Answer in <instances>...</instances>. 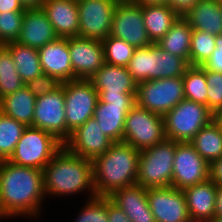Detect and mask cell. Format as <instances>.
Instances as JSON below:
<instances>
[{"instance_id":"obj_7","label":"cell","mask_w":222,"mask_h":222,"mask_svg":"<svg viewBox=\"0 0 222 222\" xmlns=\"http://www.w3.org/2000/svg\"><path fill=\"white\" fill-rule=\"evenodd\" d=\"M163 118L166 139L190 142L213 120V113L204 104L183 99Z\"/></svg>"},{"instance_id":"obj_37","label":"cell","mask_w":222,"mask_h":222,"mask_svg":"<svg viewBox=\"0 0 222 222\" xmlns=\"http://www.w3.org/2000/svg\"><path fill=\"white\" fill-rule=\"evenodd\" d=\"M24 11H11L0 13V44L18 40L21 34Z\"/></svg>"},{"instance_id":"obj_4","label":"cell","mask_w":222,"mask_h":222,"mask_svg":"<svg viewBox=\"0 0 222 222\" xmlns=\"http://www.w3.org/2000/svg\"><path fill=\"white\" fill-rule=\"evenodd\" d=\"M189 66L185 59L152 43L136 48L127 69L138 84L153 79L183 76Z\"/></svg>"},{"instance_id":"obj_36","label":"cell","mask_w":222,"mask_h":222,"mask_svg":"<svg viewBox=\"0 0 222 222\" xmlns=\"http://www.w3.org/2000/svg\"><path fill=\"white\" fill-rule=\"evenodd\" d=\"M73 222H109L107 196L88 198Z\"/></svg>"},{"instance_id":"obj_20","label":"cell","mask_w":222,"mask_h":222,"mask_svg":"<svg viewBox=\"0 0 222 222\" xmlns=\"http://www.w3.org/2000/svg\"><path fill=\"white\" fill-rule=\"evenodd\" d=\"M110 200L124 211L131 222H156L148 204L147 189L134 184L114 191Z\"/></svg>"},{"instance_id":"obj_10","label":"cell","mask_w":222,"mask_h":222,"mask_svg":"<svg viewBox=\"0 0 222 222\" xmlns=\"http://www.w3.org/2000/svg\"><path fill=\"white\" fill-rule=\"evenodd\" d=\"M89 80L101 102H136L138 84L127 67L104 63Z\"/></svg>"},{"instance_id":"obj_3","label":"cell","mask_w":222,"mask_h":222,"mask_svg":"<svg viewBox=\"0 0 222 222\" xmlns=\"http://www.w3.org/2000/svg\"><path fill=\"white\" fill-rule=\"evenodd\" d=\"M140 151L124 142L111 147L92 161L96 195L110 196L114 191L137 184Z\"/></svg>"},{"instance_id":"obj_5","label":"cell","mask_w":222,"mask_h":222,"mask_svg":"<svg viewBox=\"0 0 222 222\" xmlns=\"http://www.w3.org/2000/svg\"><path fill=\"white\" fill-rule=\"evenodd\" d=\"M176 146V141L165 139L140 151L137 184L146 189L171 186Z\"/></svg>"},{"instance_id":"obj_43","label":"cell","mask_w":222,"mask_h":222,"mask_svg":"<svg viewBox=\"0 0 222 222\" xmlns=\"http://www.w3.org/2000/svg\"><path fill=\"white\" fill-rule=\"evenodd\" d=\"M198 0H168V5L180 16L186 14Z\"/></svg>"},{"instance_id":"obj_31","label":"cell","mask_w":222,"mask_h":222,"mask_svg":"<svg viewBox=\"0 0 222 222\" xmlns=\"http://www.w3.org/2000/svg\"><path fill=\"white\" fill-rule=\"evenodd\" d=\"M184 97L208 107L207 82L202 66H189L182 76Z\"/></svg>"},{"instance_id":"obj_27","label":"cell","mask_w":222,"mask_h":222,"mask_svg":"<svg viewBox=\"0 0 222 222\" xmlns=\"http://www.w3.org/2000/svg\"><path fill=\"white\" fill-rule=\"evenodd\" d=\"M179 17L169 5L143 6L144 25L152 43H157Z\"/></svg>"},{"instance_id":"obj_14","label":"cell","mask_w":222,"mask_h":222,"mask_svg":"<svg viewBox=\"0 0 222 222\" xmlns=\"http://www.w3.org/2000/svg\"><path fill=\"white\" fill-rule=\"evenodd\" d=\"M119 0H78V37L104 40L111 33L112 17Z\"/></svg>"},{"instance_id":"obj_41","label":"cell","mask_w":222,"mask_h":222,"mask_svg":"<svg viewBox=\"0 0 222 222\" xmlns=\"http://www.w3.org/2000/svg\"><path fill=\"white\" fill-rule=\"evenodd\" d=\"M107 211L109 222H131L124 211L114 204L107 196Z\"/></svg>"},{"instance_id":"obj_35","label":"cell","mask_w":222,"mask_h":222,"mask_svg":"<svg viewBox=\"0 0 222 222\" xmlns=\"http://www.w3.org/2000/svg\"><path fill=\"white\" fill-rule=\"evenodd\" d=\"M216 36L193 29L190 44V66H202L216 49Z\"/></svg>"},{"instance_id":"obj_32","label":"cell","mask_w":222,"mask_h":222,"mask_svg":"<svg viewBox=\"0 0 222 222\" xmlns=\"http://www.w3.org/2000/svg\"><path fill=\"white\" fill-rule=\"evenodd\" d=\"M25 86L17 72L16 65L9 49L5 45L0 46V99L6 95L15 93Z\"/></svg>"},{"instance_id":"obj_23","label":"cell","mask_w":222,"mask_h":222,"mask_svg":"<svg viewBox=\"0 0 222 222\" xmlns=\"http://www.w3.org/2000/svg\"><path fill=\"white\" fill-rule=\"evenodd\" d=\"M135 105L136 102H111L109 104L98 99L93 117L109 139L113 142H123L126 116Z\"/></svg>"},{"instance_id":"obj_38","label":"cell","mask_w":222,"mask_h":222,"mask_svg":"<svg viewBox=\"0 0 222 222\" xmlns=\"http://www.w3.org/2000/svg\"><path fill=\"white\" fill-rule=\"evenodd\" d=\"M208 108L214 114L222 109V72L205 69Z\"/></svg>"},{"instance_id":"obj_19","label":"cell","mask_w":222,"mask_h":222,"mask_svg":"<svg viewBox=\"0 0 222 222\" xmlns=\"http://www.w3.org/2000/svg\"><path fill=\"white\" fill-rule=\"evenodd\" d=\"M43 73L57 77L61 82L74 80L68 38L58 37L38 49Z\"/></svg>"},{"instance_id":"obj_30","label":"cell","mask_w":222,"mask_h":222,"mask_svg":"<svg viewBox=\"0 0 222 222\" xmlns=\"http://www.w3.org/2000/svg\"><path fill=\"white\" fill-rule=\"evenodd\" d=\"M190 143L208 163L222 156V132L214 120L204 126Z\"/></svg>"},{"instance_id":"obj_25","label":"cell","mask_w":222,"mask_h":222,"mask_svg":"<svg viewBox=\"0 0 222 222\" xmlns=\"http://www.w3.org/2000/svg\"><path fill=\"white\" fill-rule=\"evenodd\" d=\"M192 27L211 35L222 34V1L198 0V2L182 16Z\"/></svg>"},{"instance_id":"obj_15","label":"cell","mask_w":222,"mask_h":222,"mask_svg":"<svg viewBox=\"0 0 222 222\" xmlns=\"http://www.w3.org/2000/svg\"><path fill=\"white\" fill-rule=\"evenodd\" d=\"M208 179L209 163L200 156L190 142H177L171 186L183 190Z\"/></svg>"},{"instance_id":"obj_44","label":"cell","mask_w":222,"mask_h":222,"mask_svg":"<svg viewBox=\"0 0 222 222\" xmlns=\"http://www.w3.org/2000/svg\"><path fill=\"white\" fill-rule=\"evenodd\" d=\"M11 11H25L19 0H0V13Z\"/></svg>"},{"instance_id":"obj_6","label":"cell","mask_w":222,"mask_h":222,"mask_svg":"<svg viewBox=\"0 0 222 222\" xmlns=\"http://www.w3.org/2000/svg\"><path fill=\"white\" fill-rule=\"evenodd\" d=\"M62 147L63 143L50 132L27 126L7 161L43 170Z\"/></svg>"},{"instance_id":"obj_18","label":"cell","mask_w":222,"mask_h":222,"mask_svg":"<svg viewBox=\"0 0 222 222\" xmlns=\"http://www.w3.org/2000/svg\"><path fill=\"white\" fill-rule=\"evenodd\" d=\"M114 142L100 128L94 117L71 132L63 146L72 154L93 161L105 153Z\"/></svg>"},{"instance_id":"obj_40","label":"cell","mask_w":222,"mask_h":222,"mask_svg":"<svg viewBox=\"0 0 222 222\" xmlns=\"http://www.w3.org/2000/svg\"><path fill=\"white\" fill-rule=\"evenodd\" d=\"M215 45L216 49L202 67L207 70L222 72V34L216 35Z\"/></svg>"},{"instance_id":"obj_46","label":"cell","mask_w":222,"mask_h":222,"mask_svg":"<svg viewBox=\"0 0 222 222\" xmlns=\"http://www.w3.org/2000/svg\"><path fill=\"white\" fill-rule=\"evenodd\" d=\"M45 0H19L24 9H38Z\"/></svg>"},{"instance_id":"obj_26","label":"cell","mask_w":222,"mask_h":222,"mask_svg":"<svg viewBox=\"0 0 222 222\" xmlns=\"http://www.w3.org/2000/svg\"><path fill=\"white\" fill-rule=\"evenodd\" d=\"M36 97L26 86L15 93L0 99V112L23 123L26 127L32 126Z\"/></svg>"},{"instance_id":"obj_1","label":"cell","mask_w":222,"mask_h":222,"mask_svg":"<svg viewBox=\"0 0 222 222\" xmlns=\"http://www.w3.org/2000/svg\"><path fill=\"white\" fill-rule=\"evenodd\" d=\"M44 197L43 170L0 161L1 217L30 216L35 220L42 213Z\"/></svg>"},{"instance_id":"obj_48","label":"cell","mask_w":222,"mask_h":222,"mask_svg":"<svg viewBox=\"0 0 222 222\" xmlns=\"http://www.w3.org/2000/svg\"><path fill=\"white\" fill-rule=\"evenodd\" d=\"M213 120L219 126L222 132V109L213 114Z\"/></svg>"},{"instance_id":"obj_34","label":"cell","mask_w":222,"mask_h":222,"mask_svg":"<svg viewBox=\"0 0 222 222\" xmlns=\"http://www.w3.org/2000/svg\"><path fill=\"white\" fill-rule=\"evenodd\" d=\"M104 47L105 63L127 67L129 61L136 50L135 47L129 45L126 41L120 38L107 36L101 41Z\"/></svg>"},{"instance_id":"obj_39","label":"cell","mask_w":222,"mask_h":222,"mask_svg":"<svg viewBox=\"0 0 222 222\" xmlns=\"http://www.w3.org/2000/svg\"><path fill=\"white\" fill-rule=\"evenodd\" d=\"M61 85L62 82L57 77L50 76L46 73H42L25 84L35 97L52 93L60 88Z\"/></svg>"},{"instance_id":"obj_42","label":"cell","mask_w":222,"mask_h":222,"mask_svg":"<svg viewBox=\"0 0 222 222\" xmlns=\"http://www.w3.org/2000/svg\"><path fill=\"white\" fill-rule=\"evenodd\" d=\"M209 179L217 186H222V156L209 163Z\"/></svg>"},{"instance_id":"obj_8","label":"cell","mask_w":222,"mask_h":222,"mask_svg":"<svg viewBox=\"0 0 222 222\" xmlns=\"http://www.w3.org/2000/svg\"><path fill=\"white\" fill-rule=\"evenodd\" d=\"M182 76L138 83L136 105L161 116L185 99Z\"/></svg>"},{"instance_id":"obj_11","label":"cell","mask_w":222,"mask_h":222,"mask_svg":"<svg viewBox=\"0 0 222 222\" xmlns=\"http://www.w3.org/2000/svg\"><path fill=\"white\" fill-rule=\"evenodd\" d=\"M64 85L65 117L67 131L71 134L77 127L93 117L98 102V92L89 79H74Z\"/></svg>"},{"instance_id":"obj_9","label":"cell","mask_w":222,"mask_h":222,"mask_svg":"<svg viewBox=\"0 0 222 222\" xmlns=\"http://www.w3.org/2000/svg\"><path fill=\"white\" fill-rule=\"evenodd\" d=\"M166 139L163 116L135 105L126 116L123 142L139 151Z\"/></svg>"},{"instance_id":"obj_47","label":"cell","mask_w":222,"mask_h":222,"mask_svg":"<svg viewBox=\"0 0 222 222\" xmlns=\"http://www.w3.org/2000/svg\"><path fill=\"white\" fill-rule=\"evenodd\" d=\"M142 6L168 5V0H133Z\"/></svg>"},{"instance_id":"obj_50","label":"cell","mask_w":222,"mask_h":222,"mask_svg":"<svg viewBox=\"0 0 222 222\" xmlns=\"http://www.w3.org/2000/svg\"><path fill=\"white\" fill-rule=\"evenodd\" d=\"M210 222H222V216H215Z\"/></svg>"},{"instance_id":"obj_24","label":"cell","mask_w":222,"mask_h":222,"mask_svg":"<svg viewBox=\"0 0 222 222\" xmlns=\"http://www.w3.org/2000/svg\"><path fill=\"white\" fill-rule=\"evenodd\" d=\"M190 218L210 222L215 217L217 185L210 179L183 189Z\"/></svg>"},{"instance_id":"obj_21","label":"cell","mask_w":222,"mask_h":222,"mask_svg":"<svg viewBox=\"0 0 222 222\" xmlns=\"http://www.w3.org/2000/svg\"><path fill=\"white\" fill-rule=\"evenodd\" d=\"M58 38L42 8L25 9L21 34L17 42L31 48H42Z\"/></svg>"},{"instance_id":"obj_45","label":"cell","mask_w":222,"mask_h":222,"mask_svg":"<svg viewBox=\"0 0 222 222\" xmlns=\"http://www.w3.org/2000/svg\"><path fill=\"white\" fill-rule=\"evenodd\" d=\"M215 199V216H222V186H217Z\"/></svg>"},{"instance_id":"obj_29","label":"cell","mask_w":222,"mask_h":222,"mask_svg":"<svg viewBox=\"0 0 222 222\" xmlns=\"http://www.w3.org/2000/svg\"><path fill=\"white\" fill-rule=\"evenodd\" d=\"M9 49L21 80L26 84L43 73L38 49L17 41L5 44Z\"/></svg>"},{"instance_id":"obj_17","label":"cell","mask_w":222,"mask_h":222,"mask_svg":"<svg viewBox=\"0 0 222 222\" xmlns=\"http://www.w3.org/2000/svg\"><path fill=\"white\" fill-rule=\"evenodd\" d=\"M68 50L74 79H90L105 63L100 40L69 37Z\"/></svg>"},{"instance_id":"obj_2","label":"cell","mask_w":222,"mask_h":222,"mask_svg":"<svg viewBox=\"0 0 222 222\" xmlns=\"http://www.w3.org/2000/svg\"><path fill=\"white\" fill-rule=\"evenodd\" d=\"M45 197L90 193L96 196L93 185L92 161L72 154L64 146L43 169Z\"/></svg>"},{"instance_id":"obj_16","label":"cell","mask_w":222,"mask_h":222,"mask_svg":"<svg viewBox=\"0 0 222 222\" xmlns=\"http://www.w3.org/2000/svg\"><path fill=\"white\" fill-rule=\"evenodd\" d=\"M147 197L156 222H183L190 218L181 189L172 186L148 188Z\"/></svg>"},{"instance_id":"obj_28","label":"cell","mask_w":222,"mask_h":222,"mask_svg":"<svg viewBox=\"0 0 222 222\" xmlns=\"http://www.w3.org/2000/svg\"><path fill=\"white\" fill-rule=\"evenodd\" d=\"M193 29L180 16L170 30L157 42L164 51L185 59L190 65V44Z\"/></svg>"},{"instance_id":"obj_22","label":"cell","mask_w":222,"mask_h":222,"mask_svg":"<svg viewBox=\"0 0 222 222\" xmlns=\"http://www.w3.org/2000/svg\"><path fill=\"white\" fill-rule=\"evenodd\" d=\"M43 11L58 37H78L79 14L75 0H45Z\"/></svg>"},{"instance_id":"obj_49","label":"cell","mask_w":222,"mask_h":222,"mask_svg":"<svg viewBox=\"0 0 222 222\" xmlns=\"http://www.w3.org/2000/svg\"><path fill=\"white\" fill-rule=\"evenodd\" d=\"M183 222H208L205 220H201V219H193V218H189L188 220H185Z\"/></svg>"},{"instance_id":"obj_33","label":"cell","mask_w":222,"mask_h":222,"mask_svg":"<svg viewBox=\"0 0 222 222\" xmlns=\"http://www.w3.org/2000/svg\"><path fill=\"white\" fill-rule=\"evenodd\" d=\"M26 126L0 112V161L8 160Z\"/></svg>"},{"instance_id":"obj_12","label":"cell","mask_w":222,"mask_h":222,"mask_svg":"<svg viewBox=\"0 0 222 222\" xmlns=\"http://www.w3.org/2000/svg\"><path fill=\"white\" fill-rule=\"evenodd\" d=\"M110 35L135 48L152 44L144 25L143 6L133 0H119L113 13Z\"/></svg>"},{"instance_id":"obj_13","label":"cell","mask_w":222,"mask_h":222,"mask_svg":"<svg viewBox=\"0 0 222 222\" xmlns=\"http://www.w3.org/2000/svg\"><path fill=\"white\" fill-rule=\"evenodd\" d=\"M31 127L50 132L63 144L70 137L66 126L63 84L52 93L36 97Z\"/></svg>"}]
</instances>
